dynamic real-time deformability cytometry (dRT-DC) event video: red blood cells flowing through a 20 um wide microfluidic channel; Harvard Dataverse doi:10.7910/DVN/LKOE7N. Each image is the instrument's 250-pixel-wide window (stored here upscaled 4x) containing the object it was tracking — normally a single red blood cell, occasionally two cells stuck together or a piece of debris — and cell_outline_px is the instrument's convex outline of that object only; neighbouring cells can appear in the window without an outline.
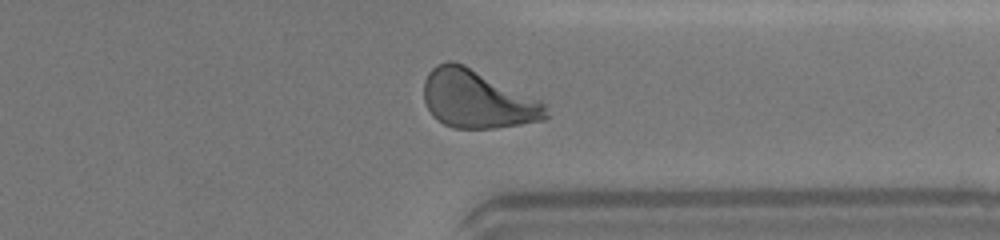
{"species": "human", "species_latin": "Homo sapiens", "temperature_condition": "warm", "stored_images_in_passage": 42, "camera_frame_rate_fps": 3000, "um_per_image_px": 0.085, "donor": {"sex": "female"}, "frame": {"image": 1, "passage_image": 36, "time_ms": 11.667, "image_size_px": [1000, 240], "cell_outline_px": [[548, 116], [544, 120], [496, 128], [456, 128], [444, 124], [432, 116], [424, 100], [424, 80], [428, 72], [436, 64], [448, 60], [452, 60], [464, 64], [540, 100], [544, 104]], "centroid_in_image_um": [40.54, 8.42], "position_along_channel_um": 370.9, "area_um2": 41.21}}